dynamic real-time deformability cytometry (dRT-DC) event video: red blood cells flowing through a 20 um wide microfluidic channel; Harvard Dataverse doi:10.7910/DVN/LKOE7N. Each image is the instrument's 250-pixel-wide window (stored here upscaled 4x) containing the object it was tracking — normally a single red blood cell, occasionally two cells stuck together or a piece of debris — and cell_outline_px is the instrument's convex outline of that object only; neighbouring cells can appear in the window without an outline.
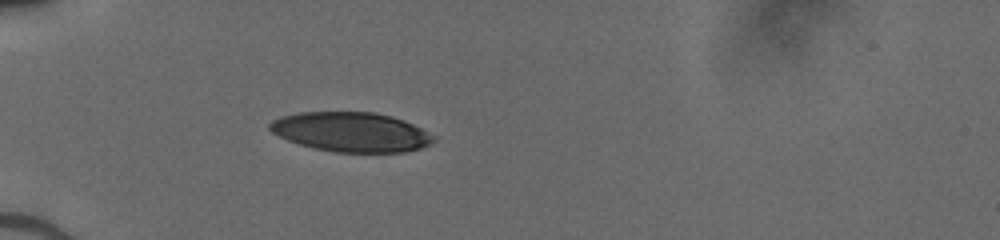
{"species": "human", "species_latin": "Homo sapiens", "temperature_condition": "cold", "stored_images_in_passage": 35, "camera_frame_rate_fps": 3000, "um_per_image_px": 0.085, "donor": {"sex": "male"}, "frame": {"image": 1, "passage_image": 1, "time_ms": 0.0, "image_size_px": [1000, 240], "cell_outline_px": [[436, 140], [432, 144], [420, 148], [404, 152], [332, 152], [312, 148], [288, 140], [272, 132], [268, 128], [268, 124], [272, 120], [280, 116], [296, 112], [376, 112], [392, 116], [404, 120], [436, 136]], "centroid_in_image_um": [29.84, 11.21], "position_along_channel_um": 55.2, "area_um2": 38.03}}
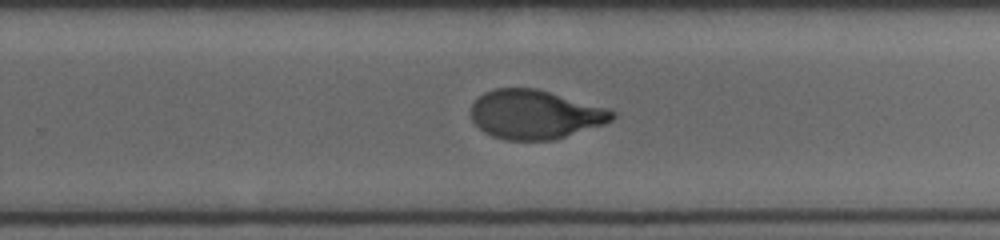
{"frame": {"image": 2, "passage_image": 19, "time_ms": 6.0, "image_size_px": [1000, 240], "cell_outline_px": [[616, 116], [612, 120], [604, 124], [556, 140], [504, 140], [492, 136], [484, 132], [472, 120], [472, 104], [484, 92], [496, 88], [536, 88], [608, 108], [616, 112]], "centroid_in_image_um": [45.5, 9.74], "position_along_channel_um": 284.3, "area_um2": 40.4}}
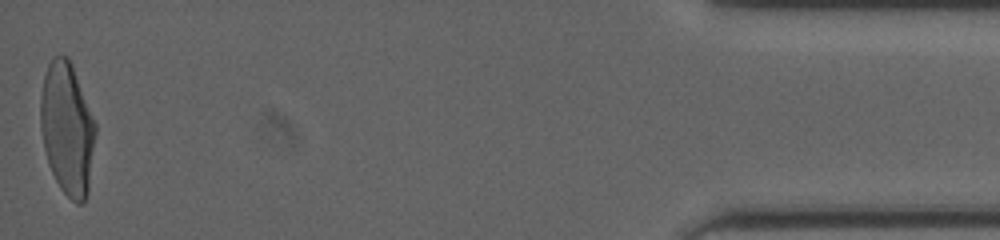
{"frame": {"image": 3, "passage_image": 35, "time_ms": 11.333, "image_size_px": [1000, 240], "cell_outline_px": [[96, 132], [88, 192], [84, 204], [76, 204], [60, 188], [48, 164], [44, 148], [40, 128], [40, 96], [44, 76], [48, 64], [52, 56], [68, 56], [72, 64], [96, 124]], "centroid_in_image_um": [5.71, 10.94], "position_along_channel_um": 429.5, "area_um2": 42.54}}